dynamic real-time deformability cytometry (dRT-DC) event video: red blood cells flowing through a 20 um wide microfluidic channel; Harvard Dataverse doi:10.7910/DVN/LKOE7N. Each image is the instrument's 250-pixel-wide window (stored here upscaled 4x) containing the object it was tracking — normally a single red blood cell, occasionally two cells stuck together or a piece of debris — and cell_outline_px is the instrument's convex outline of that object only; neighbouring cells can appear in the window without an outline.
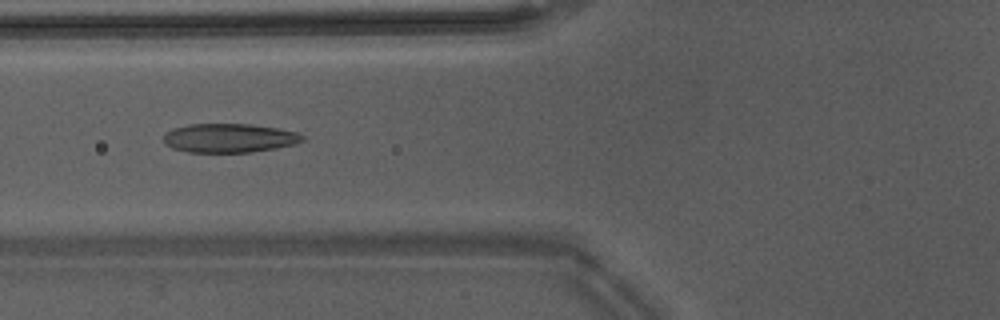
{"species": "Egyptian fruit bat (a non-hibernating species)", "species_latin": "Rousettus aegyptiacus", "temperature_condition": "warm", "stored_images_in_passage": 48, "camera_frame_rate_fps": 3000, "um_per_image_px": 0.085, "animal": {"sex": "male"}, "frame": {"image": 1, "passage_image": 19, "time_ms": 6.0, "image_size_px": [1000, 320], "cell_outline_px": [[304, 140], [296, 144], [276, 148], [252, 152], [188, 152], [172, 148], [164, 144], [164, 136], [172, 128], [188, 124], [248, 124], [276, 128], [296, 132], [304, 136]], "centroid_in_image_um": [19.48, 11.74], "position_along_channel_um": 106.3, "area_um2": 23.41}}
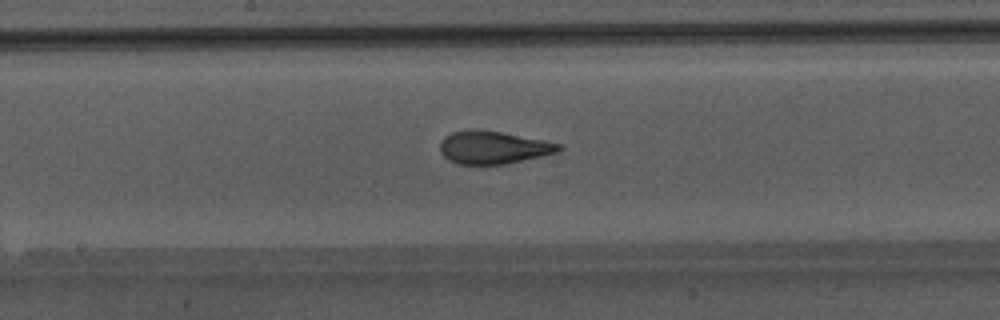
{"frame": {"image": 2, "passage_image": 26, "time_ms": 8.333, "image_size_px": [1000, 320], "cell_outline_px": [[564, 148], [556, 152], [540, 156], [504, 164], [460, 164], [448, 160], [440, 152], [440, 140], [444, 136], [452, 132], [468, 128], [476, 128], [500, 132], [544, 140], [564, 144]], "centroid_in_image_um": [41.89, 12.51], "position_along_channel_um": 206.3, "area_um2": 22.83}}
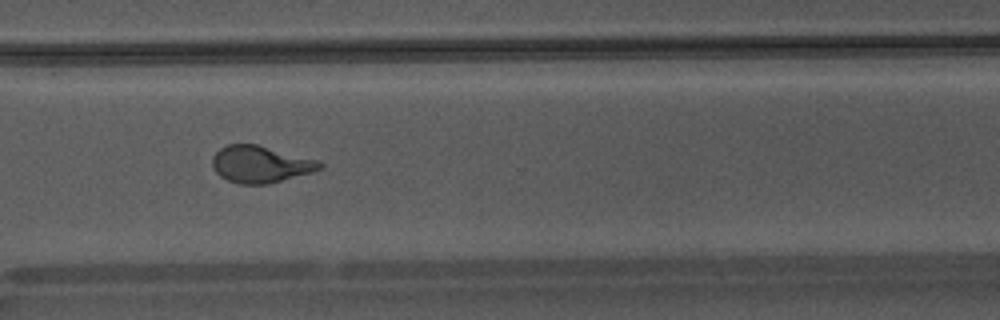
{"frame": {"image": 3, "passage_image": 36, "time_ms": 11.667, "image_size_px": [1000, 320], "cell_outline_px": [[324, 168], [312, 172], [268, 184], [240, 184], [228, 180], [220, 176], [216, 172], [212, 164], [212, 156], [220, 148], [228, 144], [256, 144], [316, 160], [324, 164]], "centroid_in_image_um": [22.12, 13.96], "position_along_channel_um": 348.5, "area_um2": 22.89}, "authors_computed_cell_mechanics": {"area_um2": 23.0622, "velocity_mm_per_s": 4.272, "shape_relaxation_time_tau1_ms": 5.5482, "shape_relaxation_time_tau2_ms": 0.9017, "deformation_change_tau1": 0.2195, "deformation_change_tau2": 0.0691}}